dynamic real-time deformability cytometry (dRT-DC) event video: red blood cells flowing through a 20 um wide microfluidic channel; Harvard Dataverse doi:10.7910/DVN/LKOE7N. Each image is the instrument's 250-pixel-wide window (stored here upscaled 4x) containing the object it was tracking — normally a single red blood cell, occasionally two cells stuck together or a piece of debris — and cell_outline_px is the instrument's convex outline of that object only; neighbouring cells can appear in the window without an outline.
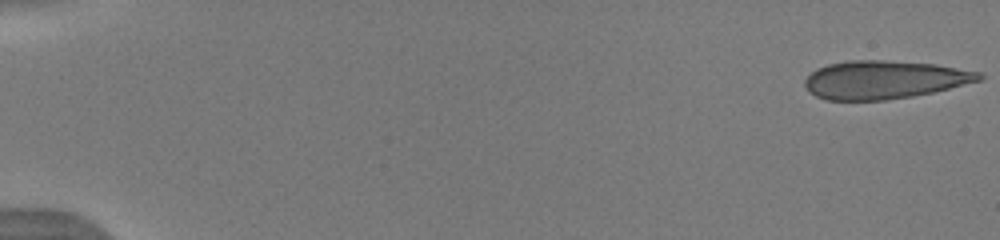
{"species": "human", "species_latin": "Homo sapiens", "temperature_condition": "warm", "stored_images_in_passage": 51, "camera_frame_rate_fps": 3000, "um_per_image_px": 0.085, "donor": {"sex": "male"}, "frame": {"image": 1, "passage_image": 1, "time_ms": 0.0, "image_size_px": [1000, 240], "cell_outline_px": [[984, 76], [980, 80], [932, 92], [912, 96], [884, 100], [824, 100], [808, 92], [804, 84], [804, 80], [816, 68], [828, 64], [848, 60], [884, 60], [936, 64], [980, 72]], "centroid_in_image_um": [75.11, 6.77], "position_along_channel_um": 9.9, "area_um2": 38.73}}
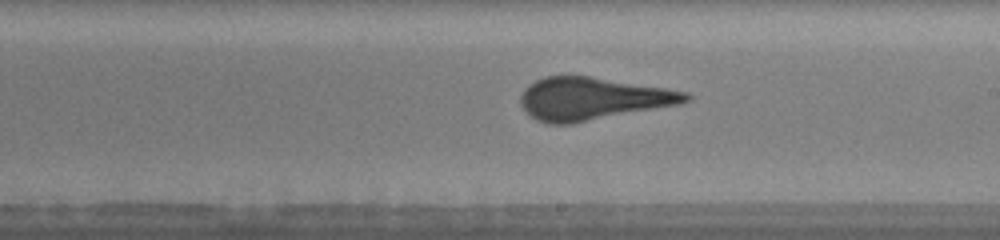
{"frame": {"image": 2, "passage_image": 31, "time_ms": 10.0, "image_size_px": [1000, 240], "cell_outline_px": [[692, 100], [680, 104], [572, 124], [548, 124], [536, 120], [520, 104], [520, 96], [524, 88], [528, 84], [544, 76], [588, 76], [664, 88], [688, 92], [692, 96]], "centroid_in_image_um": [50.36, 8.4], "position_along_channel_um": 238.6, "area_um2": 40.92}}
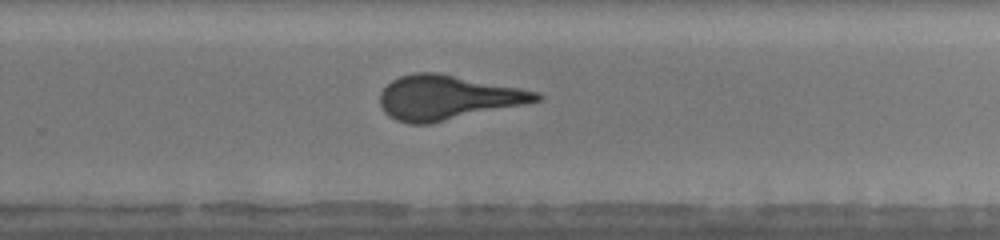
{"frame": {"image": 3, "passage_image": 35, "time_ms": 11.333, "image_size_px": [1000, 240], "cell_outline_px": [[544, 96], [540, 100], [428, 124], [408, 124], [396, 120], [388, 116], [384, 112], [380, 104], [380, 92], [392, 80], [400, 76], [416, 72], [432, 72], [520, 88], [540, 92]], "centroid_in_image_um": [37.97, 8.3], "position_along_channel_um": 291.8, "area_um2": 39.77}, "authors_computed_cell_mechanics": {"area_um2": 40.171, "velocity_mm_per_s": 4.0132, "shape_relaxation_time_tau1_ms": 5.7245, "shape_relaxation_time_tau2_ms": null, "deformation_change_tau1": 0.1614, "deformation_change_tau2": null}}